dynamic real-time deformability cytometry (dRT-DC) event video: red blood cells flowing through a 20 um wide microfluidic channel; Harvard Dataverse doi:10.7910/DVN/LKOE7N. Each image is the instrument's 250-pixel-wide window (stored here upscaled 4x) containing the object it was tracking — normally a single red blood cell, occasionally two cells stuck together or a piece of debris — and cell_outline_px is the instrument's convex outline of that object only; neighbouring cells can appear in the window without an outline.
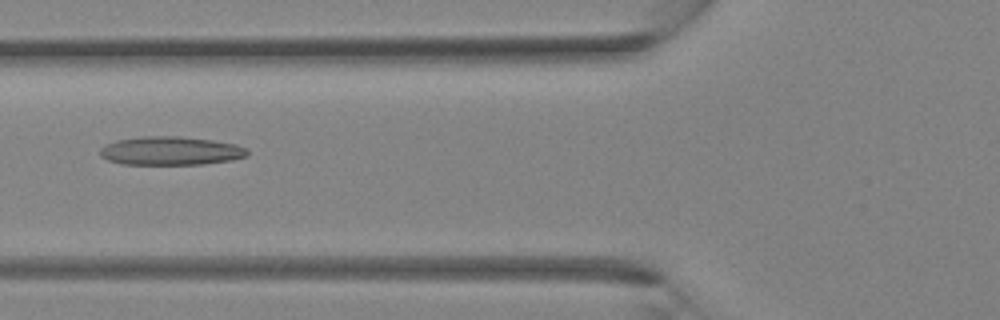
{"species": "Egyptian fruit bat (a non-hibernating species)", "species_latin": "Rousettus aegyptiacus", "temperature_condition": "room temperature", "stored_images_in_passage": 26, "camera_frame_rate_fps": 3000, "um_per_image_px": 0.085, "animal": {"sex": "female"}, "frame": {"image": 1, "passage_image": 3, "time_ms": 0.667, "image_size_px": [1000, 320], "cell_outline_px": [[248, 156], [232, 160], [204, 164], [124, 164], [108, 160], [100, 156], [100, 148], [116, 140], [140, 136], [180, 136], [212, 140], [236, 144], [248, 148]], "centroid_in_image_um": [14.54, 12.82], "position_along_channel_um": 111.3, "area_um2": 24.62}}
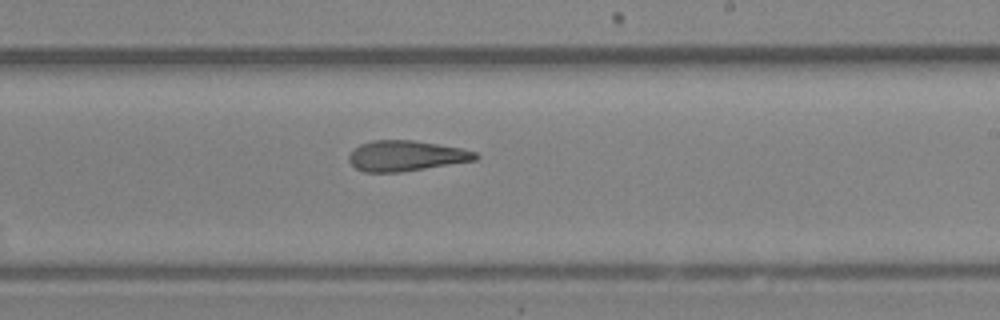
{"frame": {"image": 2, "passage_image": 11, "time_ms": 3.333, "image_size_px": [1000, 320], "cell_outline_px": [[480, 156], [476, 160], [400, 172], [364, 172], [356, 168], [348, 160], [348, 156], [360, 144], [372, 140], [412, 140], [460, 148], [476, 152]], "centroid_in_image_um": [34.5, 13.24], "position_along_channel_um": 254.5, "area_um2": 22.25}}
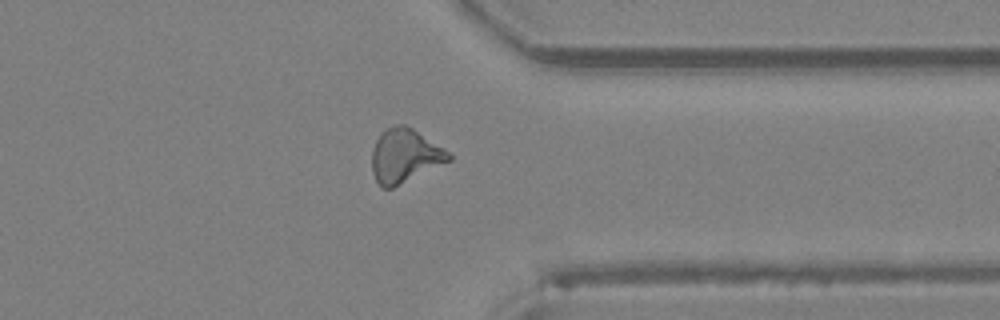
{"frame": {"image": 3, "passage_image": 18, "time_ms": 5.667, "image_size_px": [1000, 320], "cell_outline_px": [[452, 160], [392, 188], [384, 188], [376, 180], [372, 172], [372, 148], [376, 140], [384, 128], [396, 124], [404, 124], [412, 128], [444, 148], [452, 156]], "centroid_in_image_um": [34.39, 13.22], "position_along_channel_um": 377.0, "area_um2": 24.04}}